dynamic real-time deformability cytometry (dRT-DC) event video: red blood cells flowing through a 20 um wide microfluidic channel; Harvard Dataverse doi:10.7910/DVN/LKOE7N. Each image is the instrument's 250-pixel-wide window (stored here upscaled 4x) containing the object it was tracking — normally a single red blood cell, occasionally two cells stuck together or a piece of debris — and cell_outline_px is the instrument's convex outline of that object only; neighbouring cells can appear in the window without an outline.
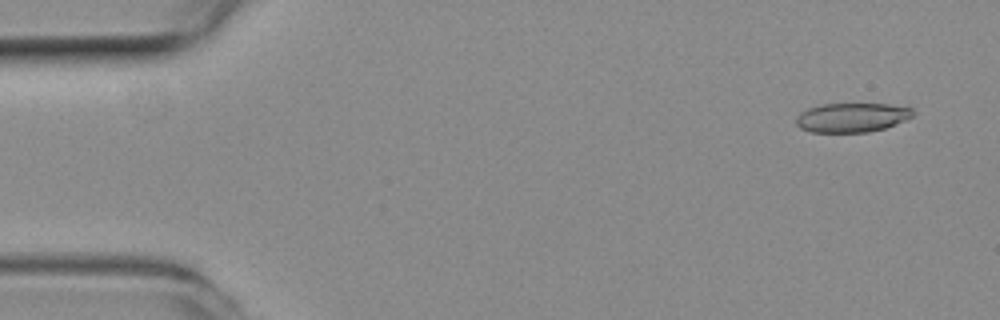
{"species": "common noctule bat (a hibernating species)", "species_latin": "Nyctalus noctula", "temperature_condition": "room temperature", "stored_images_in_passage": 52, "camera_frame_rate_fps": 3000, "um_per_image_px": 0.085, "animal": {"sex": "female", "body_mass_g": 19.3, "forearm_length_mm": 54.1}, "frame": {"image": 1, "passage_image": 3, "time_ms": 0.667, "image_size_px": [1000, 320], "cell_outline_px": [[916, 112], [912, 116], [904, 120], [884, 128], [868, 132], [812, 132], [800, 128], [796, 124], [796, 116], [800, 112], [808, 108], [820, 104], [888, 104], [912, 108]], "centroid_in_image_um": [72.38, 9.98], "position_along_channel_um": 12.6, "area_um2": 19.88}}
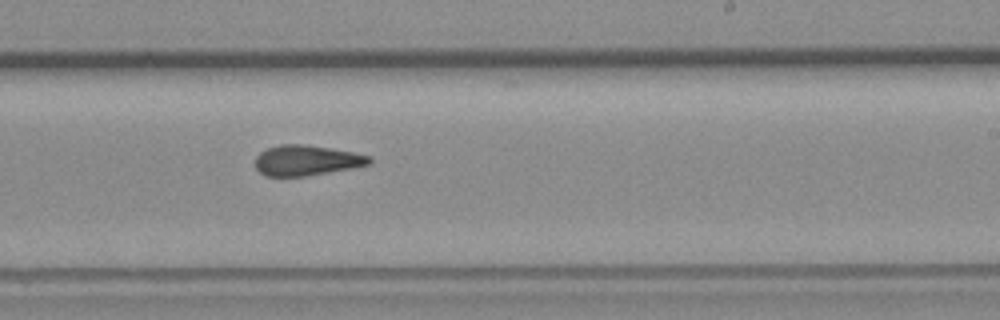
{"frame": {"image": 2, "passage_image": 31, "time_ms": 10.0, "image_size_px": [1000, 320], "cell_outline_px": [[372, 160], [368, 164], [352, 168], [304, 176], [264, 176], [256, 168], [256, 156], [260, 152], [268, 148], [280, 144], [304, 144], [352, 152], [372, 156]], "centroid_in_image_um": [26.04, 13.63], "position_along_channel_um": 263.0, "area_um2": 20.0}}
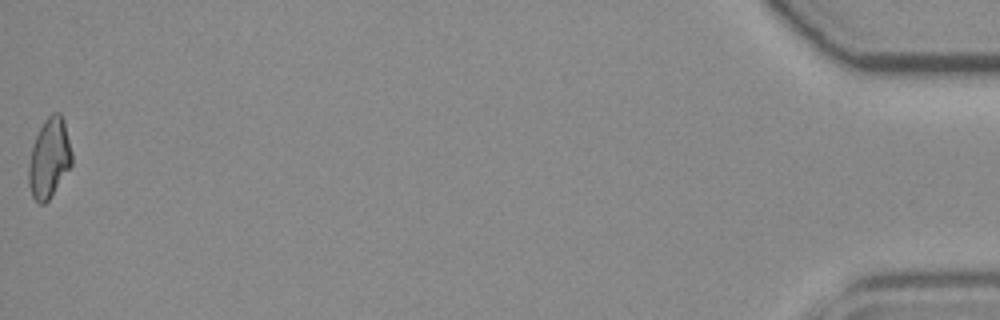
{"frame": {"image": 3, "passage_image": 52, "time_ms": 17.0, "image_size_px": [1000, 320], "cell_outline_px": [[72, 164], [48, 200], [44, 204], [40, 204], [32, 196], [28, 184], [28, 164], [32, 148], [36, 136], [44, 120], [52, 112], [60, 112], [64, 120], [72, 152]], "centroid_in_image_um": [4.18, 13.42], "position_along_channel_um": 431.0, "area_um2": 19.94}, "authors_computed_cell_mechanics": {"area_um2": 20.5479, "velocity_mm_per_s": 3.9127, "shape_relaxation_time_tau1_ms": null, "shape_relaxation_time_tau2_ms": 1.7459, "deformation_change_tau1": null, "deformation_change_tau2": 0.0891}}